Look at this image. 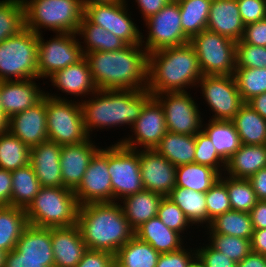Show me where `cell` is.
Instances as JSON below:
<instances>
[{
  "label": "cell",
  "instance_id": "d4e9b609",
  "mask_svg": "<svg viewBox=\"0 0 266 267\" xmlns=\"http://www.w3.org/2000/svg\"><path fill=\"white\" fill-rule=\"evenodd\" d=\"M244 27L237 0H212L206 29L237 42L243 36Z\"/></svg>",
  "mask_w": 266,
  "mask_h": 267
},
{
  "label": "cell",
  "instance_id": "836d02e7",
  "mask_svg": "<svg viewBox=\"0 0 266 267\" xmlns=\"http://www.w3.org/2000/svg\"><path fill=\"white\" fill-rule=\"evenodd\" d=\"M242 144L266 145V119L244 103L232 120Z\"/></svg>",
  "mask_w": 266,
  "mask_h": 267
},
{
  "label": "cell",
  "instance_id": "4fadbf2b",
  "mask_svg": "<svg viewBox=\"0 0 266 267\" xmlns=\"http://www.w3.org/2000/svg\"><path fill=\"white\" fill-rule=\"evenodd\" d=\"M38 34V79L50 77L54 72L78 63L84 54L76 33H55L50 38ZM46 39V40H45Z\"/></svg>",
  "mask_w": 266,
  "mask_h": 267
},
{
  "label": "cell",
  "instance_id": "603a6c76",
  "mask_svg": "<svg viewBox=\"0 0 266 267\" xmlns=\"http://www.w3.org/2000/svg\"><path fill=\"white\" fill-rule=\"evenodd\" d=\"M61 149V145L49 140L31 148L30 165L42 187H63Z\"/></svg>",
  "mask_w": 266,
  "mask_h": 267
},
{
  "label": "cell",
  "instance_id": "2e32d148",
  "mask_svg": "<svg viewBox=\"0 0 266 267\" xmlns=\"http://www.w3.org/2000/svg\"><path fill=\"white\" fill-rule=\"evenodd\" d=\"M167 132L163 107L155 97H151L141 110L127 136L124 133L115 143L134 149H155ZM126 136V137H125Z\"/></svg>",
  "mask_w": 266,
  "mask_h": 267
},
{
  "label": "cell",
  "instance_id": "52a82bcc",
  "mask_svg": "<svg viewBox=\"0 0 266 267\" xmlns=\"http://www.w3.org/2000/svg\"><path fill=\"white\" fill-rule=\"evenodd\" d=\"M38 34L24 28L0 43V81L38 78Z\"/></svg>",
  "mask_w": 266,
  "mask_h": 267
},
{
  "label": "cell",
  "instance_id": "2644e50d",
  "mask_svg": "<svg viewBox=\"0 0 266 267\" xmlns=\"http://www.w3.org/2000/svg\"><path fill=\"white\" fill-rule=\"evenodd\" d=\"M111 267H123V266L120 265V264L115 260Z\"/></svg>",
  "mask_w": 266,
  "mask_h": 267
},
{
  "label": "cell",
  "instance_id": "681fc988",
  "mask_svg": "<svg viewBox=\"0 0 266 267\" xmlns=\"http://www.w3.org/2000/svg\"><path fill=\"white\" fill-rule=\"evenodd\" d=\"M236 68H266V47L236 42Z\"/></svg>",
  "mask_w": 266,
  "mask_h": 267
},
{
  "label": "cell",
  "instance_id": "003e7915",
  "mask_svg": "<svg viewBox=\"0 0 266 267\" xmlns=\"http://www.w3.org/2000/svg\"><path fill=\"white\" fill-rule=\"evenodd\" d=\"M122 0H81L83 7H87L92 4H101V3H114Z\"/></svg>",
  "mask_w": 266,
  "mask_h": 267
},
{
  "label": "cell",
  "instance_id": "4316f807",
  "mask_svg": "<svg viewBox=\"0 0 266 267\" xmlns=\"http://www.w3.org/2000/svg\"><path fill=\"white\" fill-rule=\"evenodd\" d=\"M266 167V145L242 144L225 165L224 174L237 179H249Z\"/></svg>",
  "mask_w": 266,
  "mask_h": 267
},
{
  "label": "cell",
  "instance_id": "db71d44e",
  "mask_svg": "<svg viewBox=\"0 0 266 267\" xmlns=\"http://www.w3.org/2000/svg\"><path fill=\"white\" fill-rule=\"evenodd\" d=\"M237 42L266 47V18L245 25L243 36Z\"/></svg>",
  "mask_w": 266,
  "mask_h": 267
},
{
  "label": "cell",
  "instance_id": "b9f144b4",
  "mask_svg": "<svg viewBox=\"0 0 266 267\" xmlns=\"http://www.w3.org/2000/svg\"><path fill=\"white\" fill-rule=\"evenodd\" d=\"M202 232V235H205L200 237H205L204 239L214 249L222 252L236 263L240 262L252 251L251 239L213 233L208 227Z\"/></svg>",
  "mask_w": 266,
  "mask_h": 267
},
{
  "label": "cell",
  "instance_id": "7bdbcfd3",
  "mask_svg": "<svg viewBox=\"0 0 266 267\" xmlns=\"http://www.w3.org/2000/svg\"><path fill=\"white\" fill-rule=\"evenodd\" d=\"M219 179L227 187L232 210L249 213L258 201L250 181L232 178L224 173Z\"/></svg>",
  "mask_w": 266,
  "mask_h": 267
},
{
  "label": "cell",
  "instance_id": "5bb4252c",
  "mask_svg": "<svg viewBox=\"0 0 266 267\" xmlns=\"http://www.w3.org/2000/svg\"><path fill=\"white\" fill-rule=\"evenodd\" d=\"M113 143L110 142L108 146V173L111 177L113 202H119L145 188L140 173L139 150Z\"/></svg>",
  "mask_w": 266,
  "mask_h": 267
},
{
  "label": "cell",
  "instance_id": "f907efd6",
  "mask_svg": "<svg viewBox=\"0 0 266 267\" xmlns=\"http://www.w3.org/2000/svg\"><path fill=\"white\" fill-rule=\"evenodd\" d=\"M199 236L198 239L194 240V243L196 244V257L202 263L203 267H237L235 261L214 249L203 237L200 238ZM199 241L201 242L199 243Z\"/></svg>",
  "mask_w": 266,
  "mask_h": 267
},
{
  "label": "cell",
  "instance_id": "9a60e30c",
  "mask_svg": "<svg viewBox=\"0 0 266 267\" xmlns=\"http://www.w3.org/2000/svg\"><path fill=\"white\" fill-rule=\"evenodd\" d=\"M131 0L92 4L84 7V17L122 39L127 45L141 44V28L133 16ZM132 15V17H131ZM135 20V21H134Z\"/></svg>",
  "mask_w": 266,
  "mask_h": 267
},
{
  "label": "cell",
  "instance_id": "f35d334b",
  "mask_svg": "<svg viewBox=\"0 0 266 267\" xmlns=\"http://www.w3.org/2000/svg\"><path fill=\"white\" fill-rule=\"evenodd\" d=\"M177 2L182 30L189 39L206 29L212 0H177Z\"/></svg>",
  "mask_w": 266,
  "mask_h": 267
},
{
  "label": "cell",
  "instance_id": "ac0fdd59",
  "mask_svg": "<svg viewBox=\"0 0 266 267\" xmlns=\"http://www.w3.org/2000/svg\"><path fill=\"white\" fill-rule=\"evenodd\" d=\"M94 155L79 186L74 190L79 205L113 202L111 177L108 173V146Z\"/></svg>",
  "mask_w": 266,
  "mask_h": 267
},
{
  "label": "cell",
  "instance_id": "f5cc1de1",
  "mask_svg": "<svg viewBox=\"0 0 266 267\" xmlns=\"http://www.w3.org/2000/svg\"><path fill=\"white\" fill-rule=\"evenodd\" d=\"M244 25L266 18V0H237Z\"/></svg>",
  "mask_w": 266,
  "mask_h": 267
},
{
  "label": "cell",
  "instance_id": "c3c4849f",
  "mask_svg": "<svg viewBox=\"0 0 266 267\" xmlns=\"http://www.w3.org/2000/svg\"><path fill=\"white\" fill-rule=\"evenodd\" d=\"M208 226L216 216L232 209L226 185L218 179L205 193Z\"/></svg>",
  "mask_w": 266,
  "mask_h": 267
},
{
  "label": "cell",
  "instance_id": "7402d4cb",
  "mask_svg": "<svg viewBox=\"0 0 266 267\" xmlns=\"http://www.w3.org/2000/svg\"><path fill=\"white\" fill-rule=\"evenodd\" d=\"M39 80L35 78L0 81L2 111L8 118L34 106L45 96L46 86H43L46 84L45 82L40 84Z\"/></svg>",
  "mask_w": 266,
  "mask_h": 267
},
{
  "label": "cell",
  "instance_id": "be15d7a7",
  "mask_svg": "<svg viewBox=\"0 0 266 267\" xmlns=\"http://www.w3.org/2000/svg\"><path fill=\"white\" fill-rule=\"evenodd\" d=\"M237 267H266V255L251 251L237 263Z\"/></svg>",
  "mask_w": 266,
  "mask_h": 267
},
{
  "label": "cell",
  "instance_id": "30bf717a",
  "mask_svg": "<svg viewBox=\"0 0 266 267\" xmlns=\"http://www.w3.org/2000/svg\"><path fill=\"white\" fill-rule=\"evenodd\" d=\"M189 43L198 57L203 75H233L236 69V42L205 29Z\"/></svg>",
  "mask_w": 266,
  "mask_h": 267
},
{
  "label": "cell",
  "instance_id": "d6986e66",
  "mask_svg": "<svg viewBox=\"0 0 266 267\" xmlns=\"http://www.w3.org/2000/svg\"><path fill=\"white\" fill-rule=\"evenodd\" d=\"M139 163L145 190L168 196L176 186V166L155 149L139 150Z\"/></svg>",
  "mask_w": 266,
  "mask_h": 267
},
{
  "label": "cell",
  "instance_id": "6125c7cd",
  "mask_svg": "<svg viewBox=\"0 0 266 267\" xmlns=\"http://www.w3.org/2000/svg\"><path fill=\"white\" fill-rule=\"evenodd\" d=\"M251 246L253 252L266 255V228L254 230Z\"/></svg>",
  "mask_w": 266,
  "mask_h": 267
},
{
  "label": "cell",
  "instance_id": "9f6ffc18",
  "mask_svg": "<svg viewBox=\"0 0 266 267\" xmlns=\"http://www.w3.org/2000/svg\"><path fill=\"white\" fill-rule=\"evenodd\" d=\"M3 267H54V261L22 260V254L14 248L5 254Z\"/></svg>",
  "mask_w": 266,
  "mask_h": 267
},
{
  "label": "cell",
  "instance_id": "ba28073f",
  "mask_svg": "<svg viewBox=\"0 0 266 267\" xmlns=\"http://www.w3.org/2000/svg\"><path fill=\"white\" fill-rule=\"evenodd\" d=\"M195 91L200 93L199 100L202 98L198 103L208 108L212 120L232 121L244 104L233 75H203Z\"/></svg>",
  "mask_w": 266,
  "mask_h": 267
},
{
  "label": "cell",
  "instance_id": "3957f363",
  "mask_svg": "<svg viewBox=\"0 0 266 267\" xmlns=\"http://www.w3.org/2000/svg\"><path fill=\"white\" fill-rule=\"evenodd\" d=\"M202 76L197 54L189 42L148 54L147 90L153 97L164 92L195 91Z\"/></svg>",
  "mask_w": 266,
  "mask_h": 267
},
{
  "label": "cell",
  "instance_id": "6da1fadb",
  "mask_svg": "<svg viewBox=\"0 0 266 267\" xmlns=\"http://www.w3.org/2000/svg\"><path fill=\"white\" fill-rule=\"evenodd\" d=\"M152 97L147 90H97L80 102L87 134L97 138V133L114 128L128 129L140 116L145 103ZM119 129H118V128ZM124 127V128H123ZM126 127V128H125Z\"/></svg>",
  "mask_w": 266,
  "mask_h": 267
},
{
  "label": "cell",
  "instance_id": "1f68e13d",
  "mask_svg": "<svg viewBox=\"0 0 266 267\" xmlns=\"http://www.w3.org/2000/svg\"><path fill=\"white\" fill-rule=\"evenodd\" d=\"M76 34L84 55L95 51H115L127 45L112 32L90 23L85 17L81 20Z\"/></svg>",
  "mask_w": 266,
  "mask_h": 267
},
{
  "label": "cell",
  "instance_id": "ffe728a7",
  "mask_svg": "<svg viewBox=\"0 0 266 267\" xmlns=\"http://www.w3.org/2000/svg\"><path fill=\"white\" fill-rule=\"evenodd\" d=\"M8 131L30 148L47 141L46 95L34 106L11 116Z\"/></svg>",
  "mask_w": 266,
  "mask_h": 267
},
{
  "label": "cell",
  "instance_id": "a7ac6f4b",
  "mask_svg": "<svg viewBox=\"0 0 266 267\" xmlns=\"http://www.w3.org/2000/svg\"><path fill=\"white\" fill-rule=\"evenodd\" d=\"M188 267H203V265L196 257Z\"/></svg>",
  "mask_w": 266,
  "mask_h": 267
},
{
  "label": "cell",
  "instance_id": "4dcf8cb0",
  "mask_svg": "<svg viewBox=\"0 0 266 267\" xmlns=\"http://www.w3.org/2000/svg\"><path fill=\"white\" fill-rule=\"evenodd\" d=\"M204 118L202 131L210 138L217 154L226 162L242 143L233 121Z\"/></svg>",
  "mask_w": 266,
  "mask_h": 267
},
{
  "label": "cell",
  "instance_id": "6f0895ef",
  "mask_svg": "<svg viewBox=\"0 0 266 267\" xmlns=\"http://www.w3.org/2000/svg\"><path fill=\"white\" fill-rule=\"evenodd\" d=\"M171 0H132V7L136 5L135 9L138 10V15H141V22L147 20L151 16L158 13L167 3Z\"/></svg>",
  "mask_w": 266,
  "mask_h": 267
},
{
  "label": "cell",
  "instance_id": "44dd1931",
  "mask_svg": "<svg viewBox=\"0 0 266 267\" xmlns=\"http://www.w3.org/2000/svg\"><path fill=\"white\" fill-rule=\"evenodd\" d=\"M97 143L95 138L87 141L63 145L60 155V167L63 187L75 190L82 181L88 164L94 155L101 149L102 144Z\"/></svg>",
  "mask_w": 266,
  "mask_h": 267
},
{
  "label": "cell",
  "instance_id": "03108f58",
  "mask_svg": "<svg viewBox=\"0 0 266 267\" xmlns=\"http://www.w3.org/2000/svg\"><path fill=\"white\" fill-rule=\"evenodd\" d=\"M8 121L9 118L0 109V134L8 131Z\"/></svg>",
  "mask_w": 266,
  "mask_h": 267
},
{
  "label": "cell",
  "instance_id": "ab89813d",
  "mask_svg": "<svg viewBox=\"0 0 266 267\" xmlns=\"http://www.w3.org/2000/svg\"><path fill=\"white\" fill-rule=\"evenodd\" d=\"M208 228L213 233L252 239L254 228L248 212L229 210L216 216Z\"/></svg>",
  "mask_w": 266,
  "mask_h": 267
},
{
  "label": "cell",
  "instance_id": "816d5d0a",
  "mask_svg": "<svg viewBox=\"0 0 266 267\" xmlns=\"http://www.w3.org/2000/svg\"><path fill=\"white\" fill-rule=\"evenodd\" d=\"M191 244L192 242H187L185 246L177 251L161 253L156 267H188L196 258L195 244L193 243V246Z\"/></svg>",
  "mask_w": 266,
  "mask_h": 267
},
{
  "label": "cell",
  "instance_id": "f6af8a7d",
  "mask_svg": "<svg viewBox=\"0 0 266 267\" xmlns=\"http://www.w3.org/2000/svg\"><path fill=\"white\" fill-rule=\"evenodd\" d=\"M25 28L22 0H0V43Z\"/></svg>",
  "mask_w": 266,
  "mask_h": 267
},
{
  "label": "cell",
  "instance_id": "7c38bea8",
  "mask_svg": "<svg viewBox=\"0 0 266 267\" xmlns=\"http://www.w3.org/2000/svg\"><path fill=\"white\" fill-rule=\"evenodd\" d=\"M180 19L178 2L171 0L158 13L142 22L145 30H141V45L148 54L163 48L184 45L190 41L182 30Z\"/></svg>",
  "mask_w": 266,
  "mask_h": 267
},
{
  "label": "cell",
  "instance_id": "94428289",
  "mask_svg": "<svg viewBox=\"0 0 266 267\" xmlns=\"http://www.w3.org/2000/svg\"><path fill=\"white\" fill-rule=\"evenodd\" d=\"M248 180L253 187L257 200H266V167L260 169Z\"/></svg>",
  "mask_w": 266,
  "mask_h": 267
},
{
  "label": "cell",
  "instance_id": "11a10c76",
  "mask_svg": "<svg viewBox=\"0 0 266 267\" xmlns=\"http://www.w3.org/2000/svg\"><path fill=\"white\" fill-rule=\"evenodd\" d=\"M114 261L115 255L110 252L87 249L75 267H111Z\"/></svg>",
  "mask_w": 266,
  "mask_h": 267
},
{
  "label": "cell",
  "instance_id": "cb8c5ba5",
  "mask_svg": "<svg viewBox=\"0 0 266 267\" xmlns=\"http://www.w3.org/2000/svg\"><path fill=\"white\" fill-rule=\"evenodd\" d=\"M54 267H75L87 251L79 227L51 228Z\"/></svg>",
  "mask_w": 266,
  "mask_h": 267
},
{
  "label": "cell",
  "instance_id": "680465c9",
  "mask_svg": "<svg viewBox=\"0 0 266 267\" xmlns=\"http://www.w3.org/2000/svg\"><path fill=\"white\" fill-rule=\"evenodd\" d=\"M11 171L0 168V207L11 206Z\"/></svg>",
  "mask_w": 266,
  "mask_h": 267
},
{
  "label": "cell",
  "instance_id": "7a4b0ae2",
  "mask_svg": "<svg viewBox=\"0 0 266 267\" xmlns=\"http://www.w3.org/2000/svg\"><path fill=\"white\" fill-rule=\"evenodd\" d=\"M98 90H145L148 87V53L141 44L115 51L84 55Z\"/></svg>",
  "mask_w": 266,
  "mask_h": 267
},
{
  "label": "cell",
  "instance_id": "277c9868",
  "mask_svg": "<svg viewBox=\"0 0 266 267\" xmlns=\"http://www.w3.org/2000/svg\"><path fill=\"white\" fill-rule=\"evenodd\" d=\"M77 226L87 249L114 255L134 236L118 202L80 205Z\"/></svg>",
  "mask_w": 266,
  "mask_h": 267
},
{
  "label": "cell",
  "instance_id": "91938a15",
  "mask_svg": "<svg viewBox=\"0 0 266 267\" xmlns=\"http://www.w3.org/2000/svg\"><path fill=\"white\" fill-rule=\"evenodd\" d=\"M249 214L254 230L266 228V200H258Z\"/></svg>",
  "mask_w": 266,
  "mask_h": 267
},
{
  "label": "cell",
  "instance_id": "5b68a950",
  "mask_svg": "<svg viewBox=\"0 0 266 267\" xmlns=\"http://www.w3.org/2000/svg\"><path fill=\"white\" fill-rule=\"evenodd\" d=\"M25 27L42 34L76 33L84 17L81 0H22ZM44 30V31H43Z\"/></svg>",
  "mask_w": 266,
  "mask_h": 267
},
{
  "label": "cell",
  "instance_id": "8d00e7d4",
  "mask_svg": "<svg viewBox=\"0 0 266 267\" xmlns=\"http://www.w3.org/2000/svg\"><path fill=\"white\" fill-rule=\"evenodd\" d=\"M11 206L26 209L42 187L30 164L11 171Z\"/></svg>",
  "mask_w": 266,
  "mask_h": 267
},
{
  "label": "cell",
  "instance_id": "f546056e",
  "mask_svg": "<svg viewBox=\"0 0 266 267\" xmlns=\"http://www.w3.org/2000/svg\"><path fill=\"white\" fill-rule=\"evenodd\" d=\"M167 197L183 211L193 227L197 229L195 233L201 235L200 231L208 227L205 193L175 186Z\"/></svg>",
  "mask_w": 266,
  "mask_h": 267
},
{
  "label": "cell",
  "instance_id": "60d3db41",
  "mask_svg": "<svg viewBox=\"0 0 266 267\" xmlns=\"http://www.w3.org/2000/svg\"><path fill=\"white\" fill-rule=\"evenodd\" d=\"M31 148L9 131L0 134V168L14 171L30 164Z\"/></svg>",
  "mask_w": 266,
  "mask_h": 267
},
{
  "label": "cell",
  "instance_id": "74e56055",
  "mask_svg": "<svg viewBox=\"0 0 266 267\" xmlns=\"http://www.w3.org/2000/svg\"><path fill=\"white\" fill-rule=\"evenodd\" d=\"M160 253L149 243L135 235L115 254V260L123 267H156Z\"/></svg>",
  "mask_w": 266,
  "mask_h": 267
},
{
  "label": "cell",
  "instance_id": "ee69618b",
  "mask_svg": "<svg viewBox=\"0 0 266 267\" xmlns=\"http://www.w3.org/2000/svg\"><path fill=\"white\" fill-rule=\"evenodd\" d=\"M157 216L168 228L180 233L188 242H194L193 238H198L194 233L196 228L192 227L183 211L167 196L160 202ZM194 234L196 237L193 236Z\"/></svg>",
  "mask_w": 266,
  "mask_h": 267
},
{
  "label": "cell",
  "instance_id": "bcb514c9",
  "mask_svg": "<svg viewBox=\"0 0 266 267\" xmlns=\"http://www.w3.org/2000/svg\"><path fill=\"white\" fill-rule=\"evenodd\" d=\"M233 76L244 103L266 92V68H236Z\"/></svg>",
  "mask_w": 266,
  "mask_h": 267
},
{
  "label": "cell",
  "instance_id": "d6a6232c",
  "mask_svg": "<svg viewBox=\"0 0 266 267\" xmlns=\"http://www.w3.org/2000/svg\"><path fill=\"white\" fill-rule=\"evenodd\" d=\"M195 136L166 132L155 150L173 165L194 163Z\"/></svg>",
  "mask_w": 266,
  "mask_h": 267
},
{
  "label": "cell",
  "instance_id": "8fae6325",
  "mask_svg": "<svg viewBox=\"0 0 266 267\" xmlns=\"http://www.w3.org/2000/svg\"><path fill=\"white\" fill-rule=\"evenodd\" d=\"M192 93L164 92L154 96L163 107L168 132L195 136L202 130L204 118L208 119L207 108H202L197 103L196 92L194 97Z\"/></svg>",
  "mask_w": 266,
  "mask_h": 267
},
{
  "label": "cell",
  "instance_id": "83f0119b",
  "mask_svg": "<svg viewBox=\"0 0 266 267\" xmlns=\"http://www.w3.org/2000/svg\"><path fill=\"white\" fill-rule=\"evenodd\" d=\"M163 197L161 194L143 190L123 198L118 203L121 205L130 227L135 231L143 223L157 216Z\"/></svg>",
  "mask_w": 266,
  "mask_h": 267
},
{
  "label": "cell",
  "instance_id": "e0dca14e",
  "mask_svg": "<svg viewBox=\"0 0 266 267\" xmlns=\"http://www.w3.org/2000/svg\"><path fill=\"white\" fill-rule=\"evenodd\" d=\"M46 80H48L45 81V84L48 85L47 87L52 86L51 88H55L57 91H52L51 89H49V91L48 88H45V95L58 100L76 101L77 99V101L81 102L98 90L85 58L76 64L69 65L64 69L54 72ZM49 83H51V85H49ZM62 93L64 95H62Z\"/></svg>",
  "mask_w": 266,
  "mask_h": 267
},
{
  "label": "cell",
  "instance_id": "d590c367",
  "mask_svg": "<svg viewBox=\"0 0 266 267\" xmlns=\"http://www.w3.org/2000/svg\"><path fill=\"white\" fill-rule=\"evenodd\" d=\"M220 175L218 171L205 165L184 164L176 167V186L206 193Z\"/></svg>",
  "mask_w": 266,
  "mask_h": 267
},
{
  "label": "cell",
  "instance_id": "f1b7e54d",
  "mask_svg": "<svg viewBox=\"0 0 266 267\" xmlns=\"http://www.w3.org/2000/svg\"><path fill=\"white\" fill-rule=\"evenodd\" d=\"M15 248L22 254V260L54 261L51 228L28 225Z\"/></svg>",
  "mask_w": 266,
  "mask_h": 267
},
{
  "label": "cell",
  "instance_id": "e575fe53",
  "mask_svg": "<svg viewBox=\"0 0 266 267\" xmlns=\"http://www.w3.org/2000/svg\"><path fill=\"white\" fill-rule=\"evenodd\" d=\"M27 226L25 209L0 207V249L5 253L12 251Z\"/></svg>",
  "mask_w": 266,
  "mask_h": 267
},
{
  "label": "cell",
  "instance_id": "9c48e42d",
  "mask_svg": "<svg viewBox=\"0 0 266 267\" xmlns=\"http://www.w3.org/2000/svg\"><path fill=\"white\" fill-rule=\"evenodd\" d=\"M48 140L61 146L87 141L79 101L58 100L46 95Z\"/></svg>",
  "mask_w": 266,
  "mask_h": 267
},
{
  "label": "cell",
  "instance_id": "7dc6e473",
  "mask_svg": "<svg viewBox=\"0 0 266 267\" xmlns=\"http://www.w3.org/2000/svg\"><path fill=\"white\" fill-rule=\"evenodd\" d=\"M195 146L194 163L211 167L222 175L226 162L217 154L210 138L202 130L195 135Z\"/></svg>",
  "mask_w": 266,
  "mask_h": 267
},
{
  "label": "cell",
  "instance_id": "8992f818",
  "mask_svg": "<svg viewBox=\"0 0 266 267\" xmlns=\"http://www.w3.org/2000/svg\"><path fill=\"white\" fill-rule=\"evenodd\" d=\"M79 204L73 190L66 187H41L25 209L28 225L59 228L77 225Z\"/></svg>",
  "mask_w": 266,
  "mask_h": 267
},
{
  "label": "cell",
  "instance_id": "e7e4bbea",
  "mask_svg": "<svg viewBox=\"0 0 266 267\" xmlns=\"http://www.w3.org/2000/svg\"><path fill=\"white\" fill-rule=\"evenodd\" d=\"M247 104L266 119V92L255 96Z\"/></svg>",
  "mask_w": 266,
  "mask_h": 267
},
{
  "label": "cell",
  "instance_id": "484cf974",
  "mask_svg": "<svg viewBox=\"0 0 266 267\" xmlns=\"http://www.w3.org/2000/svg\"><path fill=\"white\" fill-rule=\"evenodd\" d=\"M134 235L149 243L160 254L177 251L187 244L180 233L168 228L158 216L143 223L134 231Z\"/></svg>",
  "mask_w": 266,
  "mask_h": 267
},
{
  "label": "cell",
  "instance_id": "89a4df30",
  "mask_svg": "<svg viewBox=\"0 0 266 267\" xmlns=\"http://www.w3.org/2000/svg\"><path fill=\"white\" fill-rule=\"evenodd\" d=\"M5 254L6 253L0 249V267L4 266Z\"/></svg>",
  "mask_w": 266,
  "mask_h": 267
}]
</instances>
